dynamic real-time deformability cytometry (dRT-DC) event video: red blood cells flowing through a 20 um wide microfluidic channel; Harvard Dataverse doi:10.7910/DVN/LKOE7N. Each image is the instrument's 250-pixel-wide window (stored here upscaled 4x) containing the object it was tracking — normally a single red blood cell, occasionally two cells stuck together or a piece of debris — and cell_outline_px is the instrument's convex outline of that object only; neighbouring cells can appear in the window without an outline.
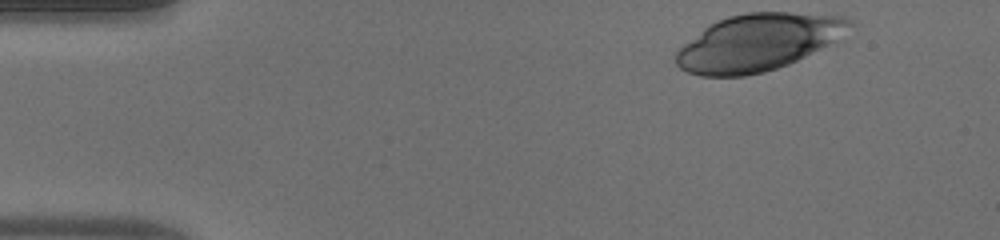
{"species": "human", "species_latin": "Homo sapiens", "temperature_condition": "warm", "stored_images_in_passage": 37, "camera_frame_rate_fps": 3000, "um_per_image_px": 0.085, "donor": {"sex": "male"}, "frame": {"image": 1, "passage_image": 1, "time_ms": 0.0, "image_size_px": [1000, 240], "cell_outline_px": [[856, 24], [820, 48], [788, 64], [764, 72], [744, 76], [700, 76], [688, 72], [680, 68], [676, 64], [676, 52], [684, 44], [708, 24], [716, 20], [728, 16], [748, 12], [788, 12], [844, 16], [852, 20]], "centroid_in_image_um": [64.39, 3.59], "position_along_channel_um": 20.6, "area_um2": 56.99}}
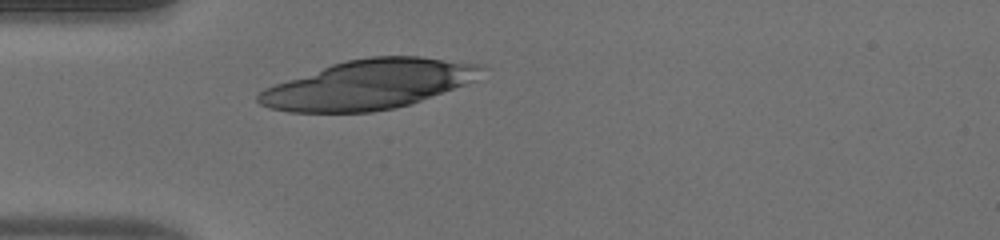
{"frame": {"image": 2, "passage_image": 10, "time_ms": 3.0, "image_size_px": [1000, 240], "cell_outline_px": [[488, 68], [476, 80], [420, 100], [396, 108], [372, 112], [288, 112], [268, 108], [260, 104], [256, 100], [256, 96], [264, 88], [332, 64], [344, 60], [368, 56], [420, 56], [480, 64]], "centroid_in_image_um": [31.35, 7.18], "position_along_channel_um": 53.6, "area_um2": 63.93}}